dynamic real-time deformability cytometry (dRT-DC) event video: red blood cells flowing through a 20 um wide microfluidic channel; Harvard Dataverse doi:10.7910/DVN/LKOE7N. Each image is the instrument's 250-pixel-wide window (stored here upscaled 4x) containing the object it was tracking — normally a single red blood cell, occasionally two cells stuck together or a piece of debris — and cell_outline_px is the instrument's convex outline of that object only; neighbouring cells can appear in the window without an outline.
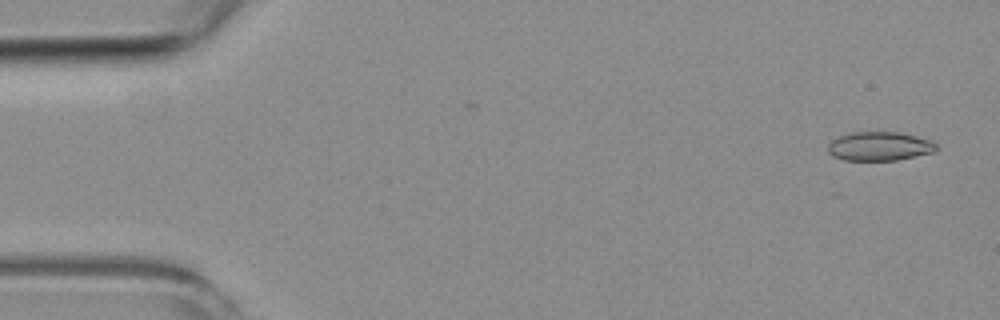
{"species": "common noctule bat (a hibernating species)", "species_latin": "Nyctalus noctula", "temperature_condition": "room temperature", "stored_images_in_passage": 4, "segment_of_instrument_passage": [2, 2], "camera_frame_rate_fps": 3000, "um_per_image_px": 0.085, "animal": {"sex": "female", "body_mass_g": 19.3, "forearm_length_mm": 54.1}, "frame": {"image": 1, "passage_image": 4, "time_ms": 3.667, "image_size_px": [1000, 320], "cell_outline_px": [[936, 148], [932, 152], [896, 160], [844, 160], [832, 156], [828, 152], [828, 144], [832, 140], [840, 136], [852, 132], [900, 132], [916, 136], [928, 140], [936, 144]], "centroid_in_image_um": [74.7, 12.43], "position_along_channel_um": 10.3, "area_um2": 18.03}}